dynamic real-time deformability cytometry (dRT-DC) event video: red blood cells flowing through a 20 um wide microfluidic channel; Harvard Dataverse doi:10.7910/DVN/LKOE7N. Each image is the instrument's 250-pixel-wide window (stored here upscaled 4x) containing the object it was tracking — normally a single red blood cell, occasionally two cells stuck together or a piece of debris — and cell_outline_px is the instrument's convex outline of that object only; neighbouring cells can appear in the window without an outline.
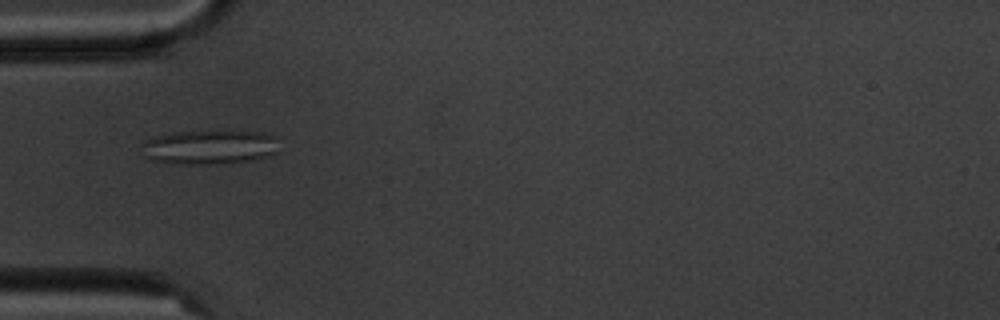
{"species": "common noctule bat (a hibernating species)", "species_latin": "Nyctalus noctula", "temperature_condition": "cold", "stored_images_in_passage": 9, "camera_frame_rate_fps": 3000, "um_per_image_px": 0.085, "animal": {"sex": "male", "body_mass_g": 20.1, "forearm_length_mm": 53.5}, "frame": {"image": 1, "passage_image": 1, "time_ms": 0.0, "image_size_px": [1000, 320], "cell_outline_px": [[276, 152], [268, 156], [252, 160], [224, 164], [172, 164], [152, 160], [144, 156], [144, 140], [156, 136], [172, 132], [264, 132], [276, 136]], "centroid_in_image_um": [17.8, 12.53], "position_along_channel_um": 67.2, "area_um2": 27.28}}
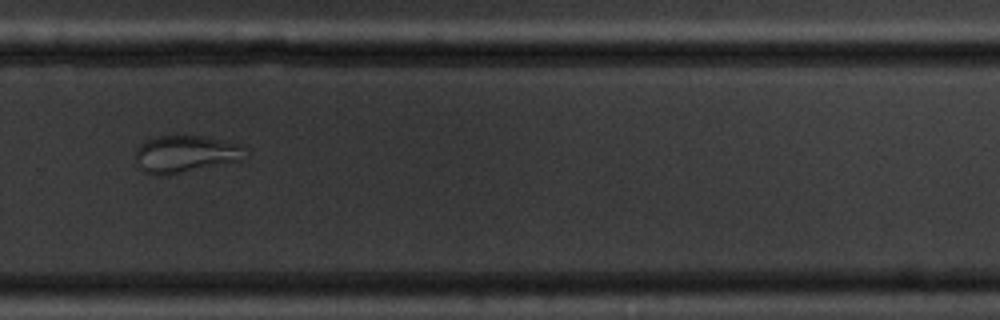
{"frame": {"image": 2, "passage_image": 7, "time_ms": 7.0, "image_size_px": [1000, 320], "cell_outline_px": [[244, 160], [168, 176], [156, 176], [144, 172], [140, 168], [136, 160], [136, 148], [144, 140], [156, 136], [208, 136], [240, 144]], "centroid_in_image_um": [15.72, 13.11], "position_along_channel_um": 314.1, "area_um2": 24.1}}
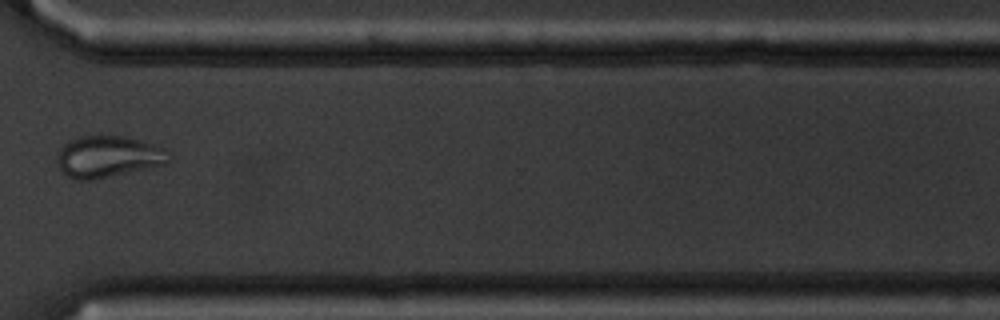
{"frame": {"image": 3, "passage_image": 8, "time_ms": 8.333, "image_size_px": [1000, 320], "cell_outline_px": [[172, 160], [164, 164], [92, 180], [76, 180], [68, 176], [60, 168], [56, 160], [60, 148], [64, 144], [80, 136], [124, 136], [140, 140], [164, 148], [172, 156]], "centroid_in_image_um": [9.2, 13.31], "position_along_channel_um": 361.4, "area_um2": 26.82}}